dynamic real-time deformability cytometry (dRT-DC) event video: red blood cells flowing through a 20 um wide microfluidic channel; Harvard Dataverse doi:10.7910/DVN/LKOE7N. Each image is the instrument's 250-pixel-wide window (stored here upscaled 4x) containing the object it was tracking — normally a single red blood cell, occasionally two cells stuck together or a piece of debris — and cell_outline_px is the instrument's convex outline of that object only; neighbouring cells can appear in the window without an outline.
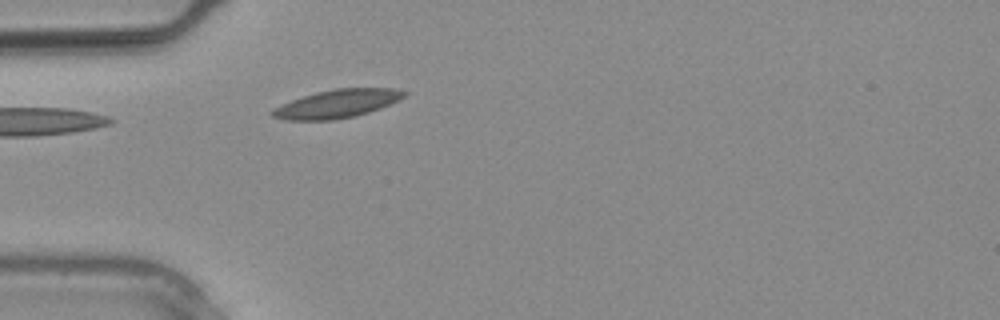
{"species": "common noctule bat (a hibernating species)", "species_latin": "Nyctalus noctula", "temperature_condition": "warm", "stored_images_in_passage": 2, "camera_frame_rate_fps": 3000, "um_per_image_px": 0.085, "animal": {"sex": "male", "body_mass_g": 20.4}, "frame": {"image": 1, "passage_image": 2, "time_ms": 0.333, "image_size_px": [1000, 320], "cell_outline_px": [[408, 96], [400, 100], [380, 108], [356, 116], [332, 120], [284, 120], [272, 116], [268, 112], [292, 100], [316, 92], [336, 88], [392, 88], [408, 92]], "centroid_in_image_um": [28.7, 8.82], "position_along_channel_um": 56.3, "area_um2": 21.68}}